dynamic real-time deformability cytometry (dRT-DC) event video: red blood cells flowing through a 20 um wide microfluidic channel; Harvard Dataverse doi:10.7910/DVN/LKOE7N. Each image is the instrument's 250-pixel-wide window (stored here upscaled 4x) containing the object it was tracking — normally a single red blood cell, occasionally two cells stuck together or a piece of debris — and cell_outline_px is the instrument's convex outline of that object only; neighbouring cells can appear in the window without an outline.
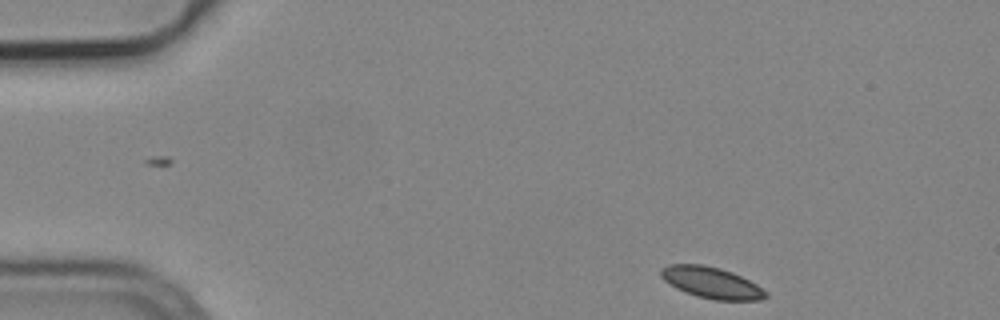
{"species": "common noctule bat (a hibernating species)", "species_latin": "Nyctalus noctula", "temperature_condition": "cold", "stored_images_in_passage": 48, "camera_frame_rate_fps": 3000, "um_per_image_px": 0.085, "animal": {"sex": "male", "body_mass_g": 19.2, "forearm_length_mm": 51.8}, "frame": {"image": 1, "passage_image": 1, "time_ms": 0.0, "image_size_px": [1000, 320], "cell_outline_px": [[768, 296], [760, 300], [712, 300], [696, 296], [684, 292], [676, 288], [664, 280], [660, 276], [660, 268], [668, 264], [704, 264], [720, 268], [732, 272], [756, 284], [768, 292]], "centroid_in_image_um": [60.45, 24.02], "position_along_channel_um": 24.5, "area_um2": 19.25}}
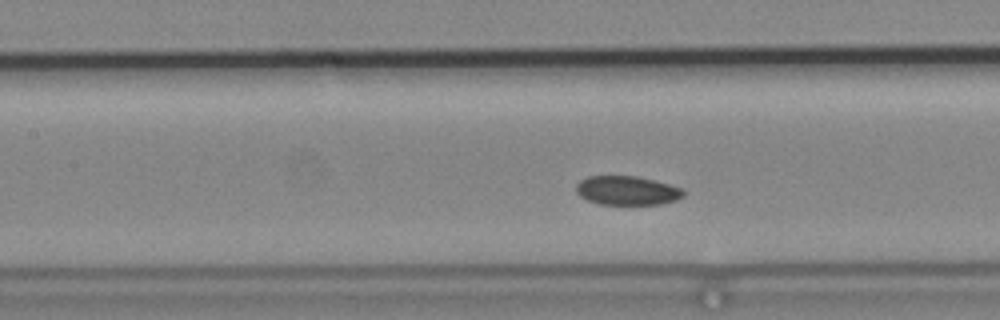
{"frame": {"image": 2, "passage_image": 18, "time_ms": 5.667, "image_size_px": [1000, 320], "cell_outline_px": [[684, 196], [676, 200], [660, 204], [600, 204], [588, 200], [580, 196], [576, 192], [576, 184], [580, 180], [588, 176], [636, 176], [684, 188]], "centroid_in_image_um": [53.3, 16.19], "position_along_channel_um": 154.1, "area_um2": 18.09}}
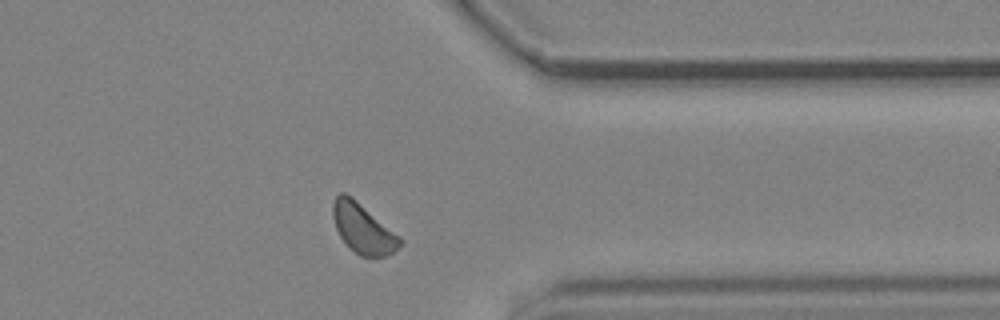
{"frame": {"image": 3, "passage_image": 37, "time_ms": 12.0, "image_size_px": [1000, 320], "cell_outline_px": [[404, 240], [392, 252], [384, 256], [360, 256], [340, 236], [336, 228], [332, 216], [332, 204], [336, 196], [340, 192], [344, 192], [352, 196], [400, 236]], "centroid_in_image_um": [30.84, 19.38], "position_along_channel_um": 380.6, "area_um2": 19.13}}